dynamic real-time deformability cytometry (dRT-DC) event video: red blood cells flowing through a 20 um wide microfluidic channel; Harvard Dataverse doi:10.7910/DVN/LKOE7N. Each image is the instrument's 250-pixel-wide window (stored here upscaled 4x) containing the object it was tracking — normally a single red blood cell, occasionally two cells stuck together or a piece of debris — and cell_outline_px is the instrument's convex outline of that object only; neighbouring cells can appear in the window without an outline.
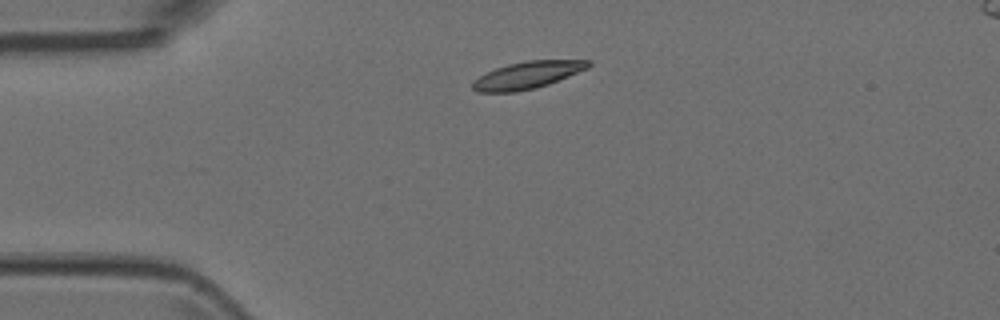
{"species": "Egyptian fruit bat (a non-hibernating species)", "species_latin": "Rousettus aegyptiacus", "temperature_condition": "room temperature", "stored_images_in_passage": 7, "camera_frame_rate_fps": 3000, "um_per_image_px": 0.085, "animal": {"sex": "female"}, "frame": {"image": 1, "passage_image": 1, "time_ms": 0.0, "image_size_px": [1000, 320], "cell_outline_px": [[592, 64], [588, 68], [548, 84], [536, 88], [516, 92], [476, 92], [472, 88], [472, 80], [496, 68], [508, 64], [528, 60], [592, 60]], "centroid_in_image_um": [44.82, 6.38], "position_along_channel_um": 40.2, "area_um2": 18.26}}
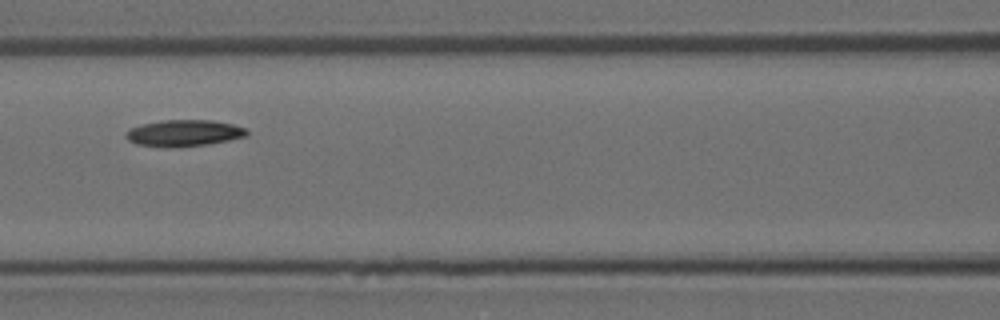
{"frame": {"image": 2, "passage_image": 4, "time_ms": 1.0, "image_size_px": [1000, 320], "cell_outline_px": [[248, 132], [244, 136], [228, 140], [208, 144], [168, 148], [136, 144], [128, 140], [124, 136], [124, 132], [140, 124], [160, 120], [212, 120], [232, 124], [244, 128]], "centroid_in_image_um": [15.56, 11.31], "position_along_channel_um": 151.0, "area_um2": 18.67}}
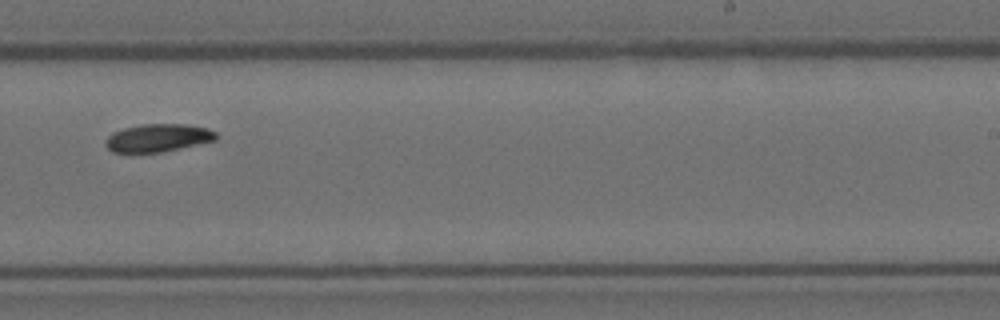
{"frame": {"image": 3, "passage_image": 7, "time_ms": 2.0, "image_size_px": [1000, 320], "cell_outline_px": [[216, 140], [160, 152], [112, 152], [104, 144], [104, 140], [112, 132], [124, 128], [140, 124], [184, 124], [208, 128], [216, 132]], "centroid_in_image_um": [13.39, 11.71], "position_along_channel_um": 275.6, "area_um2": 17.86}}